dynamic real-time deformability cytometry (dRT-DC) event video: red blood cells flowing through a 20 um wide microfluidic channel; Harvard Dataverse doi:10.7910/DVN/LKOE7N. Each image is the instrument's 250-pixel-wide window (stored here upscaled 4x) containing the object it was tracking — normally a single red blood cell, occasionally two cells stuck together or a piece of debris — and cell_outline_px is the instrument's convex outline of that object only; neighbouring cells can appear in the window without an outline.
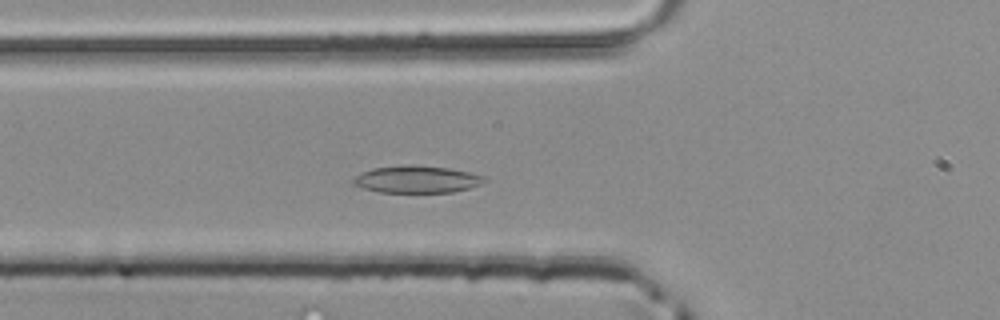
{"species": "common noctule bat (a hibernating species)", "species_latin": "Nyctalus noctula", "temperature_condition": "room temperature", "stored_images_in_passage": 43, "camera_frame_rate_fps": 3000, "um_per_image_px": 0.085, "animal": {"sex": "male", "body_mass_g": 20.4}, "frame": {"image": 1, "passage_image": 11, "time_ms": 3.333, "image_size_px": [1000, 320], "cell_outline_px": [[488, 180], [480, 184], [468, 188], [452, 192], [380, 192], [364, 188], [352, 184], [352, 180], [356, 176], [372, 168], [404, 164], [416, 164], [448, 168], [468, 172], [484, 176]], "centroid_in_image_um": [35.42, 15.23], "position_along_channel_um": 90.4, "area_um2": 20.75}}
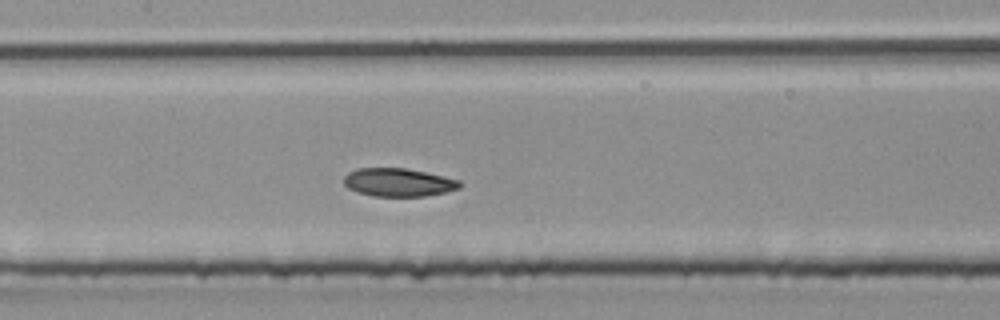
{"frame": {"image": 2, "passage_image": 17, "time_ms": 5.333, "image_size_px": [1000, 320], "cell_outline_px": [[464, 184], [460, 188], [448, 192], [424, 196], [372, 196], [356, 192], [348, 188], [344, 184], [344, 176], [348, 172], [356, 168], [404, 168], [424, 172], [460, 180]], "centroid_in_image_um": [33.87, 15.51], "position_along_channel_um": 173.5, "area_um2": 19.19}}
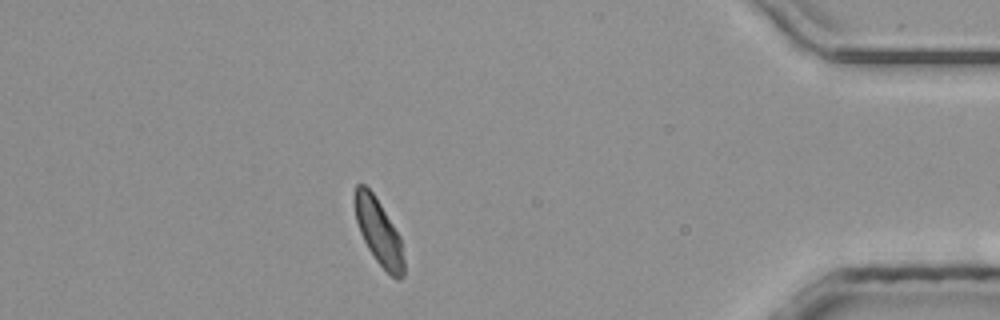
{"frame": {"image": 3, "passage_image": 37, "time_ms": 12.0, "image_size_px": [1000, 320], "cell_outline_px": [[404, 276], [400, 280], [396, 280], [376, 260], [368, 248], [360, 232], [356, 220], [352, 200], [356, 184], [364, 184], [372, 192], [380, 204], [400, 236], [404, 260]], "centroid_in_image_um": [32.17, 19.7], "position_along_channel_um": 403.0, "area_um2": 18.84}}